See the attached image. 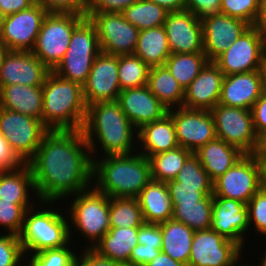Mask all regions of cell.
Listing matches in <instances>:
<instances>
[{
	"mask_svg": "<svg viewBox=\"0 0 266 266\" xmlns=\"http://www.w3.org/2000/svg\"><path fill=\"white\" fill-rule=\"evenodd\" d=\"M27 164L42 206L67 199L93 183V160L82 130H48Z\"/></svg>",
	"mask_w": 266,
	"mask_h": 266,
	"instance_id": "1",
	"label": "cell"
},
{
	"mask_svg": "<svg viewBox=\"0 0 266 266\" xmlns=\"http://www.w3.org/2000/svg\"><path fill=\"white\" fill-rule=\"evenodd\" d=\"M136 131L138 130L126 117L117 101L97 102L87 106L82 132L91 156L93 154L92 160L97 152V140L102 152L104 150L103 156L132 153L134 137L138 138Z\"/></svg>",
	"mask_w": 266,
	"mask_h": 266,
	"instance_id": "2",
	"label": "cell"
},
{
	"mask_svg": "<svg viewBox=\"0 0 266 266\" xmlns=\"http://www.w3.org/2000/svg\"><path fill=\"white\" fill-rule=\"evenodd\" d=\"M135 152L93 159L95 188L110 198H137L152 177L149 159Z\"/></svg>",
	"mask_w": 266,
	"mask_h": 266,
	"instance_id": "3",
	"label": "cell"
},
{
	"mask_svg": "<svg viewBox=\"0 0 266 266\" xmlns=\"http://www.w3.org/2000/svg\"><path fill=\"white\" fill-rule=\"evenodd\" d=\"M42 91V123L48 130H82L87 113L82 85L50 71Z\"/></svg>",
	"mask_w": 266,
	"mask_h": 266,
	"instance_id": "4",
	"label": "cell"
},
{
	"mask_svg": "<svg viewBox=\"0 0 266 266\" xmlns=\"http://www.w3.org/2000/svg\"><path fill=\"white\" fill-rule=\"evenodd\" d=\"M43 208L41 206L39 210L32 207L25 212L23 227L18 236L25 254L24 260L28 251L36 254L42 250L67 246L71 242L72 227L68 219L57 212L58 209Z\"/></svg>",
	"mask_w": 266,
	"mask_h": 266,
	"instance_id": "5",
	"label": "cell"
},
{
	"mask_svg": "<svg viewBox=\"0 0 266 266\" xmlns=\"http://www.w3.org/2000/svg\"><path fill=\"white\" fill-rule=\"evenodd\" d=\"M101 52L95 25L85 17L73 30L69 47L52 70L61 78L84 85L95 57Z\"/></svg>",
	"mask_w": 266,
	"mask_h": 266,
	"instance_id": "6",
	"label": "cell"
},
{
	"mask_svg": "<svg viewBox=\"0 0 266 266\" xmlns=\"http://www.w3.org/2000/svg\"><path fill=\"white\" fill-rule=\"evenodd\" d=\"M72 197L74 200L70 203V213L68 212L67 216L71 219L68 221L77 229V232L88 238L87 241H91L86 246L93 249L110 229L109 197L97 190L95 186Z\"/></svg>",
	"mask_w": 266,
	"mask_h": 266,
	"instance_id": "7",
	"label": "cell"
},
{
	"mask_svg": "<svg viewBox=\"0 0 266 266\" xmlns=\"http://www.w3.org/2000/svg\"><path fill=\"white\" fill-rule=\"evenodd\" d=\"M85 17L74 13L48 12L31 52L52 71L65 55L74 28Z\"/></svg>",
	"mask_w": 266,
	"mask_h": 266,
	"instance_id": "8",
	"label": "cell"
},
{
	"mask_svg": "<svg viewBox=\"0 0 266 266\" xmlns=\"http://www.w3.org/2000/svg\"><path fill=\"white\" fill-rule=\"evenodd\" d=\"M266 60V39L253 25L213 62L224 76L262 70Z\"/></svg>",
	"mask_w": 266,
	"mask_h": 266,
	"instance_id": "9",
	"label": "cell"
},
{
	"mask_svg": "<svg viewBox=\"0 0 266 266\" xmlns=\"http://www.w3.org/2000/svg\"><path fill=\"white\" fill-rule=\"evenodd\" d=\"M47 131L41 120L0 107V133L24 163L35 155Z\"/></svg>",
	"mask_w": 266,
	"mask_h": 266,
	"instance_id": "10",
	"label": "cell"
},
{
	"mask_svg": "<svg viewBox=\"0 0 266 266\" xmlns=\"http://www.w3.org/2000/svg\"><path fill=\"white\" fill-rule=\"evenodd\" d=\"M261 188V165L249 154H245L213 182V196L247 204Z\"/></svg>",
	"mask_w": 266,
	"mask_h": 266,
	"instance_id": "11",
	"label": "cell"
},
{
	"mask_svg": "<svg viewBox=\"0 0 266 266\" xmlns=\"http://www.w3.org/2000/svg\"><path fill=\"white\" fill-rule=\"evenodd\" d=\"M95 25L101 51L111 55H133L139 29L118 13H86Z\"/></svg>",
	"mask_w": 266,
	"mask_h": 266,
	"instance_id": "12",
	"label": "cell"
},
{
	"mask_svg": "<svg viewBox=\"0 0 266 266\" xmlns=\"http://www.w3.org/2000/svg\"><path fill=\"white\" fill-rule=\"evenodd\" d=\"M210 112L214 119L216 138L249 154L256 139L251 110L218 103Z\"/></svg>",
	"mask_w": 266,
	"mask_h": 266,
	"instance_id": "13",
	"label": "cell"
},
{
	"mask_svg": "<svg viewBox=\"0 0 266 266\" xmlns=\"http://www.w3.org/2000/svg\"><path fill=\"white\" fill-rule=\"evenodd\" d=\"M243 248L214 230L195 231L187 266H233Z\"/></svg>",
	"mask_w": 266,
	"mask_h": 266,
	"instance_id": "14",
	"label": "cell"
},
{
	"mask_svg": "<svg viewBox=\"0 0 266 266\" xmlns=\"http://www.w3.org/2000/svg\"><path fill=\"white\" fill-rule=\"evenodd\" d=\"M168 114L174 121L177 142L182 148L194 153L216 138L210 111L177 107L169 109Z\"/></svg>",
	"mask_w": 266,
	"mask_h": 266,
	"instance_id": "15",
	"label": "cell"
},
{
	"mask_svg": "<svg viewBox=\"0 0 266 266\" xmlns=\"http://www.w3.org/2000/svg\"><path fill=\"white\" fill-rule=\"evenodd\" d=\"M48 12L40 5H32L5 17L0 41L8 50L32 51L42 21Z\"/></svg>",
	"mask_w": 266,
	"mask_h": 266,
	"instance_id": "16",
	"label": "cell"
},
{
	"mask_svg": "<svg viewBox=\"0 0 266 266\" xmlns=\"http://www.w3.org/2000/svg\"><path fill=\"white\" fill-rule=\"evenodd\" d=\"M121 88L118 77V56L100 52L83 85L86 106L97 102L117 101Z\"/></svg>",
	"mask_w": 266,
	"mask_h": 266,
	"instance_id": "17",
	"label": "cell"
},
{
	"mask_svg": "<svg viewBox=\"0 0 266 266\" xmlns=\"http://www.w3.org/2000/svg\"><path fill=\"white\" fill-rule=\"evenodd\" d=\"M163 26L170 53H204L202 22L189 10L169 12Z\"/></svg>",
	"mask_w": 266,
	"mask_h": 266,
	"instance_id": "18",
	"label": "cell"
},
{
	"mask_svg": "<svg viewBox=\"0 0 266 266\" xmlns=\"http://www.w3.org/2000/svg\"><path fill=\"white\" fill-rule=\"evenodd\" d=\"M50 71L31 51L8 50L0 67V88L13 84L42 86Z\"/></svg>",
	"mask_w": 266,
	"mask_h": 266,
	"instance_id": "19",
	"label": "cell"
},
{
	"mask_svg": "<svg viewBox=\"0 0 266 266\" xmlns=\"http://www.w3.org/2000/svg\"><path fill=\"white\" fill-rule=\"evenodd\" d=\"M201 22L204 53L209 61H214L251 26L242 19L222 13L207 16Z\"/></svg>",
	"mask_w": 266,
	"mask_h": 266,
	"instance_id": "20",
	"label": "cell"
},
{
	"mask_svg": "<svg viewBox=\"0 0 266 266\" xmlns=\"http://www.w3.org/2000/svg\"><path fill=\"white\" fill-rule=\"evenodd\" d=\"M117 102L137 130L146 124L162 119L169 110L147 85L121 90Z\"/></svg>",
	"mask_w": 266,
	"mask_h": 266,
	"instance_id": "21",
	"label": "cell"
},
{
	"mask_svg": "<svg viewBox=\"0 0 266 266\" xmlns=\"http://www.w3.org/2000/svg\"><path fill=\"white\" fill-rule=\"evenodd\" d=\"M210 229L244 247V233L249 229L247 204L213 196Z\"/></svg>",
	"mask_w": 266,
	"mask_h": 266,
	"instance_id": "22",
	"label": "cell"
},
{
	"mask_svg": "<svg viewBox=\"0 0 266 266\" xmlns=\"http://www.w3.org/2000/svg\"><path fill=\"white\" fill-rule=\"evenodd\" d=\"M263 91L262 70L226 75L219 104L251 110Z\"/></svg>",
	"mask_w": 266,
	"mask_h": 266,
	"instance_id": "23",
	"label": "cell"
},
{
	"mask_svg": "<svg viewBox=\"0 0 266 266\" xmlns=\"http://www.w3.org/2000/svg\"><path fill=\"white\" fill-rule=\"evenodd\" d=\"M224 74L219 67L209 61L198 76L184 89L182 107L210 111L221 96Z\"/></svg>",
	"mask_w": 266,
	"mask_h": 266,
	"instance_id": "24",
	"label": "cell"
},
{
	"mask_svg": "<svg viewBox=\"0 0 266 266\" xmlns=\"http://www.w3.org/2000/svg\"><path fill=\"white\" fill-rule=\"evenodd\" d=\"M194 154L213 182L245 155L239 148L218 138L200 147Z\"/></svg>",
	"mask_w": 266,
	"mask_h": 266,
	"instance_id": "25",
	"label": "cell"
},
{
	"mask_svg": "<svg viewBox=\"0 0 266 266\" xmlns=\"http://www.w3.org/2000/svg\"><path fill=\"white\" fill-rule=\"evenodd\" d=\"M137 132V139L142 145V152L139 153L147 158L179 146L175 124L168 113L162 119L144 125Z\"/></svg>",
	"mask_w": 266,
	"mask_h": 266,
	"instance_id": "26",
	"label": "cell"
},
{
	"mask_svg": "<svg viewBox=\"0 0 266 266\" xmlns=\"http://www.w3.org/2000/svg\"><path fill=\"white\" fill-rule=\"evenodd\" d=\"M42 86L13 84L0 88V107L42 121Z\"/></svg>",
	"mask_w": 266,
	"mask_h": 266,
	"instance_id": "27",
	"label": "cell"
},
{
	"mask_svg": "<svg viewBox=\"0 0 266 266\" xmlns=\"http://www.w3.org/2000/svg\"><path fill=\"white\" fill-rule=\"evenodd\" d=\"M137 199L145 223L160 224L172 219L173 205L166 182L151 180Z\"/></svg>",
	"mask_w": 266,
	"mask_h": 266,
	"instance_id": "28",
	"label": "cell"
},
{
	"mask_svg": "<svg viewBox=\"0 0 266 266\" xmlns=\"http://www.w3.org/2000/svg\"><path fill=\"white\" fill-rule=\"evenodd\" d=\"M138 228H110L93 247L100 256L130 266L132 249L138 244Z\"/></svg>",
	"mask_w": 266,
	"mask_h": 266,
	"instance_id": "29",
	"label": "cell"
},
{
	"mask_svg": "<svg viewBox=\"0 0 266 266\" xmlns=\"http://www.w3.org/2000/svg\"><path fill=\"white\" fill-rule=\"evenodd\" d=\"M31 190L32 193L35 192L36 196L32 172L27 163L15 170L0 171L1 201L14 202L18 205H32L28 196Z\"/></svg>",
	"mask_w": 266,
	"mask_h": 266,
	"instance_id": "30",
	"label": "cell"
},
{
	"mask_svg": "<svg viewBox=\"0 0 266 266\" xmlns=\"http://www.w3.org/2000/svg\"><path fill=\"white\" fill-rule=\"evenodd\" d=\"M162 233L161 252L175 261L188 265L195 231L173 219L160 223Z\"/></svg>",
	"mask_w": 266,
	"mask_h": 266,
	"instance_id": "31",
	"label": "cell"
},
{
	"mask_svg": "<svg viewBox=\"0 0 266 266\" xmlns=\"http://www.w3.org/2000/svg\"><path fill=\"white\" fill-rule=\"evenodd\" d=\"M170 54L164 26L139 31L134 55L150 68L164 65Z\"/></svg>",
	"mask_w": 266,
	"mask_h": 266,
	"instance_id": "32",
	"label": "cell"
},
{
	"mask_svg": "<svg viewBox=\"0 0 266 266\" xmlns=\"http://www.w3.org/2000/svg\"><path fill=\"white\" fill-rule=\"evenodd\" d=\"M147 86L168 109L182 107L184 89L165 65L150 68Z\"/></svg>",
	"mask_w": 266,
	"mask_h": 266,
	"instance_id": "33",
	"label": "cell"
},
{
	"mask_svg": "<svg viewBox=\"0 0 266 266\" xmlns=\"http://www.w3.org/2000/svg\"><path fill=\"white\" fill-rule=\"evenodd\" d=\"M174 221L181 222L193 231L208 230L211 227L213 195L205 196L197 204H172Z\"/></svg>",
	"mask_w": 266,
	"mask_h": 266,
	"instance_id": "34",
	"label": "cell"
},
{
	"mask_svg": "<svg viewBox=\"0 0 266 266\" xmlns=\"http://www.w3.org/2000/svg\"><path fill=\"white\" fill-rule=\"evenodd\" d=\"M208 62L205 53H171L164 65L183 89H186Z\"/></svg>",
	"mask_w": 266,
	"mask_h": 266,
	"instance_id": "35",
	"label": "cell"
},
{
	"mask_svg": "<svg viewBox=\"0 0 266 266\" xmlns=\"http://www.w3.org/2000/svg\"><path fill=\"white\" fill-rule=\"evenodd\" d=\"M192 154L186 148L178 146L174 149L150 156L152 180L168 182L174 180L187 158Z\"/></svg>",
	"mask_w": 266,
	"mask_h": 266,
	"instance_id": "36",
	"label": "cell"
},
{
	"mask_svg": "<svg viewBox=\"0 0 266 266\" xmlns=\"http://www.w3.org/2000/svg\"><path fill=\"white\" fill-rule=\"evenodd\" d=\"M110 228H139L144 219L137 198L109 197Z\"/></svg>",
	"mask_w": 266,
	"mask_h": 266,
	"instance_id": "37",
	"label": "cell"
},
{
	"mask_svg": "<svg viewBox=\"0 0 266 266\" xmlns=\"http://www.w3.org/2000/svg\"><path fill=\"white\" fill-rule=\"evenodd\" d=\"M168 11L148 0H139L126 8L121 14L123 17L139 30L163 26Z\"/></svg>",
	"mask_w": 266,
	"mask_h": 266,
	"instance_id": "38",
	"label": "cell"
},
{
	"mask_svg": "<svg viewBox=\"0 0 266 266\" xmlns=\"http://www.w3.org/2000/svg\"><path fill=\"white\" fill-rule=\"evenodd\" d=\"M150 67L139 57L118 56V77L121 90L147 85Z\"/></svg>",
	"mask_w": 266,
	"mask_h": 266,
	"instance_id": "39",
	"label": "cell"
},
{
	"mask_svg": "<svg viewBox=\"0 0 266 266\" xmlns=\"http://www.w3.org/2000/svg\"><path fill=\"white\" fill-rule=\"evenodd\" d=\"M167 187L213 188V181L202 167L198 157L192 153L174 180L166 182Z\"/></svg>",
	"mask_w": 266,
	"mask_h": 266,
	"instance_id": "40",
	"label": "cell"
},
{
	"mask_svg": "<svg viewBox=\"0 0 266 266\" xmlns=\"http://www.w3.org/2000/svg\"><path fill=\"white\" fill-rule=\"evenodd\" d=\"M69 246L46 249L31 256L25 266H75L77 254ZM28 264V265H27Z\"/></svg>",
	"mask_w": 266,
	"mask_h": 266,
	"instance_id": "41",
	"label": "cell"
},
{
	"mask_svg": "<svg viewBox=\"0 0 266 266\" xmlns=\"http://www.w3.org/2000/svg\"><path fill=\"white\" fill-rule=\"evenodd\" d=\"M35 207L34 205H18L14 202L0 200V225L7 228L8 234L19 236L22 227L25 212Z\"/></svg>",
	"mask_w": 266,
	"mask_h": 266,
	"instance_id": "42",
	"label": "cell"
},
{
	"mask_svg": "<svg viewBox=\"0 0 266 266\" xmlns=\"http://www.w3.org/2000/svg\"><path fill=\"white\" fill-rule=\"evenodd\" d=\"M260 4L261 0H222L220 13L254 25L259 14Z\"/></svg>",
	"mask_w": 266,
	"mask_h": 266,
	"instance_id": "43",
	"label": "cell"
},
{
	"mask_svg": "<svg viewBox=\"0 0 266 266\" xmlns=\"http://www.w3.org/2000/svg\"><path fill=\"white\" fill-rule=\"evenodd\" d=\"M248 222L255 230L266 236V189L261 188L247 203Z\"/></svg>",
	"mask_w": 266,
	"mask_h": 266,
	"instance_id": "44",
	"label": "cell"
},
{
	"mask_svg": "<svg viewBox=\"0 0 266 266\" xmlns=\"http://www.w3.org/2000/svg\"><path fill=\"white\" fill-rule=\"evenodd\" d=\"M25 256L18 236L0 235V266H19Z\"/></svg>",
	"mask_w": 266,
	"mask_h": 266,
	"instance_id": "45",
	"label": "cell"
},
{
	"mask_svg": "<svg viewBox=\"0 0 266 266\" xmlns=\"http://www.w3.org/2000/svg\"><path fill=\"white\" fill-rule=\"evenodd\" d=\"M172 204H197L205 196L213 195V188L167 187Z\"/></svg>",
	"mask_w": 266,
	"mask_h": 266,
	"instance_id": "46",
	"label": "cell"
},
{
	"mask_svg": "<svg viewBox=\"0 0 266 266\" xmlns=\"http://www.w3.org/2000/svg\"><path fill=\"white\" fill-rule=\"evenodd\" d=\"M39 5L47 12L85 15L87 11V0H39Z\"/></svg>",
	"mask_w": 266,
	"mask_h": 266,
	"instance_id": "47",
	"label": "cell"
},
{
	"mask_svg": "<svg viewBox=\"0 0 266 266\" xmlns=\"http://www.w3.org/2000/svg\"><path fill=\"white\" fill-rule=\"evenodd\" d=\"M139 0H87L86 13H118Z\"/></svg>",
	"mask_w": 266,
	"mask_h": 266,
	"instance_id": "48",
	"label": "cell"
},
{
	"mask_svg": "<svg viewBox=\"0 0 266 266\" xmlns=\"http://www.w3.org/2000/svg\"><path fill=\"white\" fill-rule=\"evenodd\" d=\"M138 243L161 250L162 233L160 224L143 223L138 228Z\"/></svg>",
	"mask_w": 266,
	"mask_h": 266,
	"instance_id": "49",
	"label": "cell"
},
{
	"mask_svg": "<svg viewBox=\"0 0 266 266\" xmlns=\"http://www.w3.org/2000/svg\"><path fill=\"white\" fill-rule=\"evenodd\" d=\"M222 0H186L185 9L192 12L200 20L220 13Z\"/></svg>",
	"mask_w": 266,
	"mask_h": 266,
	"instance_id": "50",
	"label": "cell"
},
{
	"mask_svg": "<svg viewBox=\"0 0 266 266\" xmlns=\"http://www.w3.org/2000/svg\"><path fill=\"white\" fill-rule=\"evenodd\" d=\"M25 164L12 150L8 141L0 133V171L15 170Z\"/></svg>",
	"mask_w": 266,
	"mask_h": 266,
	"instance_id": "51",
	"label": "cell"
},
{
	"mask_svg": "<svg viewBox=\"0 0 266 266\" xmlns=\"http://www.w3.org/2000/svg\"><path fill=\"white\" fill-rule=\"evenodd\" d=\"M75 266H124L121 263L100 256L91 248L84 247L82 254L76 258Z\"/></svg>",
	"mask_w": 266,
	"mask_h": 266,
	"instance_id": "52",
	"label": "cell"
},
{
	"mask_svg": "<svg viewBox=\"0 0 266 266\" xmlns=\"http://www.w3.org/2000/svg\"><path fill=\"white\" fill-rule=\"evenodd\" d=\"M160 249L137 244L130 255V266H145L151 262L159 253Z\"/></svg>",
	"mask_w": 266,
	"mask_h": 266,
	"instance_id": "53",
	"label": "cell"
},
{
	"mask_svg": "<svg viewBox=\"0 0 266 266\" xmlns=\"http://www.w3.org/2000/svg\"><path fill=\"white\" fill-rule=\"evenodd\" d=\"M251 112L256 134L266 132V91L262 92L251 108Z\"/></svg>",
	"mask_w": 266,
	"mask_h": 266,
	"instance_id": "54",
	"label": "cell"
},
{
	"mask_svg": "<svg viewBox=\"0 0 266 266\" xmlns=\"http://www.w3.org/2000/svg\"><path fill=\"white\" fill-rule=\"evenodd\" d=\"M249 155L260 165L266 161V132L256 134L255 144Z\"/></svg>",
	"mask_w": 266,
	"mask_h": 266,
	"instance_id": "55",
	"label": "cell"
},
{
	"mask_svg": "<svg viewBox=\"0 0 266 266\" xmlns=\"http://www.w3.org/2000/svg\"><path fill=\"white\" fill-rule=\"evenodd\" d=\"M32 4L28 0H0V9L5 16L28 9Z\"/></svg>",
	"mask_w": 266,
	"mask_h": 266,
	"instance_id": "56",
	"label": "cell"
},
{
	"mask_svg": "<svg viewBox=\"0 0 266 266\" xmlns=\"http://www.w3.org/2000/svg\"><path fill=\"white\" fill-rule=\"evenodd\" d=\"M145 266H187L172 259L169 255L160 252L151 262Z\"/></svg>",
	"mask_w": 266,
	"mask_h": 266,
	"instance_id": "57",
	"label": "cell"
},
{
	"mask_svg": "<svg viewBox=\"0 0 266 266\" xmlns=\"http://www.w3.org/2000/svg\"><path fill=\"white\" fill-rule=\"evenodd\" d=\"M165 8L168 12L185 10L186 0H148Z\"/></svg>",
	"mask_w": 266,
	"mask_h": 266,
	"instance_id": "58",
	"label": "cell"
},
{
	"mask_svg": "<svg viewBox=\"0 0 266 266\" xmlns=\"http://www.w3.org/2000/svg\"><path fill=\"white\" fill-rule=\"evenodd\" d=\"M266 39V0H261L259 14L253 25Z\"/></svg>",
	"mask_w": 266,
	"mask_h": 266,
	"instance_id": "59",
	"label": "cell"
},
{
	"mask_svg": "<svg viewBox=\"0 0 266 266\" xmlns=\"http://www.w3.org/2000/svg\"><path fill=\"white\" fill-rule=\"evenodd\" d=\"M7 52L8 48L0 41V67Z\"/></svg>",
	"mask_w": 266,
	"mask_h": 266,
	"instance_id": "60",
	"label": "cell"
},
{
	"mask_svg": "<svg viewBox=\"0 0 266 266\" xmlns=\"http://www.w3.org/2000/svg\"><path fill=\"white\" fill-rule=\"evenodd\" d=\"M262 169V188L266 189V161L261 165Z\"/></svg>",
	"mask_w": 266,
	"mask_h": 266,
	"instance_id": "61",
	"label": "cell"
},
{
	"mask_svg": "<svg viewBox=\"0 0 266 266\" xmlns=\"http://www.w3.org/2000/svg\"><path fill=\"white\" fill-rule=\"evenodd\" d=\"M262 73H263L264 91H266V60H265L264 65L262 67Z\"/></svg>",
	"mask_w": 266,
	"mask_h": 266,
	"instance_id": "62",
	"label": "cell"
},
{
	"mask_svg": "<svg viewBox=\"0 0 266 266\" xmlns=\"http://www.w3.org/2000/svg\"><path fill=\"white\" fill-rule=\"evenodd\" d=\"M5 17L6 16L2 13V11L0 9V32L2 30V26H3V23H4Z\"/></svg>",
	"mask_w": 266,
	"mask_h": 266,
	"instance_id": "63",
	"label": "cell"
},
{
	"mask_svg": "<svg viewBox=\"0 0 266 266\" xmlns=\"http://www.w3.org/2000/svg\"><path fill=\"white\" fill-rule=\"evenodd\" d=\"M264 256L261 258L262 261H260L259 266H266V250L264 251Z\"/></svg>",
	"mask_w": 266,
	"mask_h": 266,
	"instance_id": "64",
	"label": "cell"
},
{
	"mask_svg": "<svg viewBox=\"0 0 266 266\" xmlns=\"http://www.w3.org/2000/svg\"><path fill=\"white\" fill-rule=\"evenodd\" d=\"M32 5H39V0H28Z\"/></svg>",
	"mask_w": 266,
	"mask_h": 266,
	"instance_id": "65",
	"label": "cell"
},
{
	"mask_svg": "<svg viewBox=\"0 0 266 266\" xmlns=\"http://www.w3.org/2000/svg\"><path fill=\"white\" fill-rule=\"evenodd\" d=\"M236 264H237V263H235L233 266H236ZM241 266H248V265H241ZM250 266H252V265H250ZM254 266H256V265H254ZM258 266H259V265H258Z\"/></svg>",
	"mask_w": 266,
	"mask_h": 266,
	"instance_id": "66",
	"label": "cell"
}]
</instances>
